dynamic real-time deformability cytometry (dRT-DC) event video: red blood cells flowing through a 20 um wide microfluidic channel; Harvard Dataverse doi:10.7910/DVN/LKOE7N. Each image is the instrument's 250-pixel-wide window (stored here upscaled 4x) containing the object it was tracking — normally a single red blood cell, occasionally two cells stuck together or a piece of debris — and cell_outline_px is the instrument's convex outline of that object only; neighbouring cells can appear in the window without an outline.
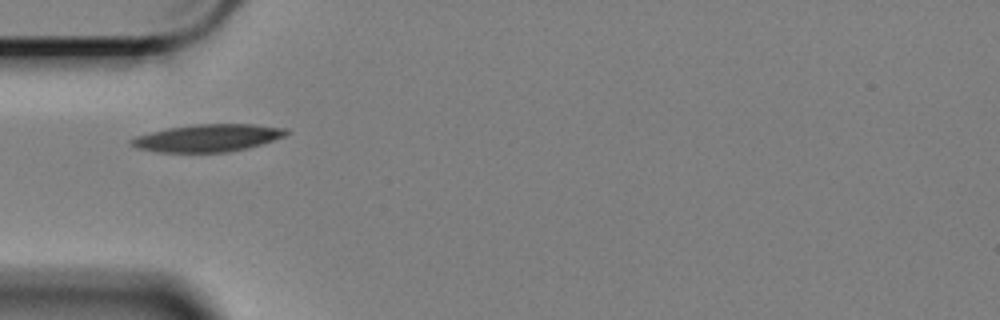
{"species": "Egyptian fruit bat (a non-hibernating species)", "species_latin": "Rousettus aegyptiacus", "temperature_condition": "cold", "stored_images_in_passage": 36, "camera_frame_rate_fps": 3000, "um_per_image_px": 0.085, "animal": {"sex": "female"}, "frame": {"image": 1, "passage_image": 1, "time_ms": 0.0, "image_size_px": [1000, 320], "cell_outline_px": [[288, 132], [284, 136], [248, 148], [224, 152], [160, 152], [136, 148], [128, 144], [128, 140], [136, 136], [168, 128], [192, 124], [256, 124], [288, 128]], "centroid_in_image_um": [17.63, 11.72], "position_along_channel_um": 67.4, "area_um2": 24.74}}
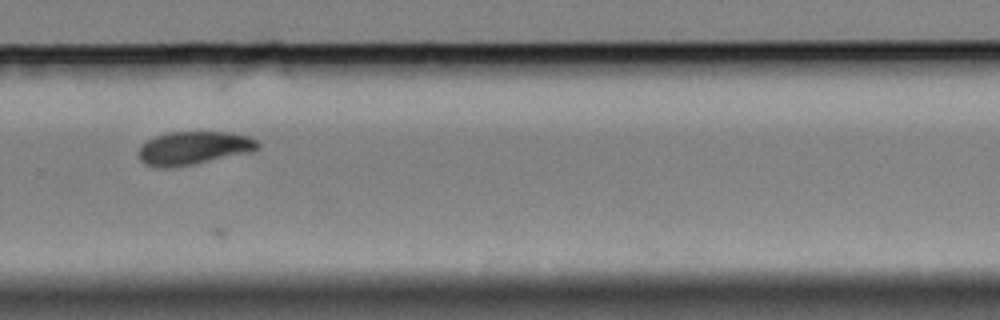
{"frame": {"image": 2, "passage_image": 23, "time_ms": 7.333, "image_size_px": [1000, 320], "cell_outline_px": [[260, 148], [252, 152], [192, 164], [168, 168], [160, 168], [144, 164], [140, 160], [136, 152], [140, 144], [156, 136], [168, 132], [232, 132], [248, 136], [256, 140], [260, 144]], "centroid_in_image_um": [16.44, 12.58], "position_along_channel_um": 313.4, "area_um2": 23.35}}
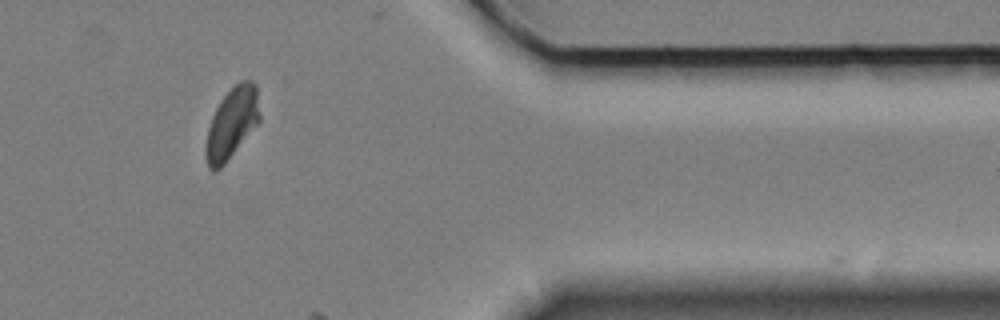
{"frame": {"image": 3, "passage_image": 32, "time_ms": 10.333, "image_size_px": [1000, 320], "cell_outline_px": [[260, 120], [224, 164], [216, 172], [212, 172], [208, 168], [204, 152], [204, 148], [208, 128], [212, 116], [220, 100], [240, 80], [252, 80], [256, 84], [260, 116]], "centroid_in_image_um": [19.68, 10.49], "position_along_channel_um": 391.7, "area_um2": 22.2}}